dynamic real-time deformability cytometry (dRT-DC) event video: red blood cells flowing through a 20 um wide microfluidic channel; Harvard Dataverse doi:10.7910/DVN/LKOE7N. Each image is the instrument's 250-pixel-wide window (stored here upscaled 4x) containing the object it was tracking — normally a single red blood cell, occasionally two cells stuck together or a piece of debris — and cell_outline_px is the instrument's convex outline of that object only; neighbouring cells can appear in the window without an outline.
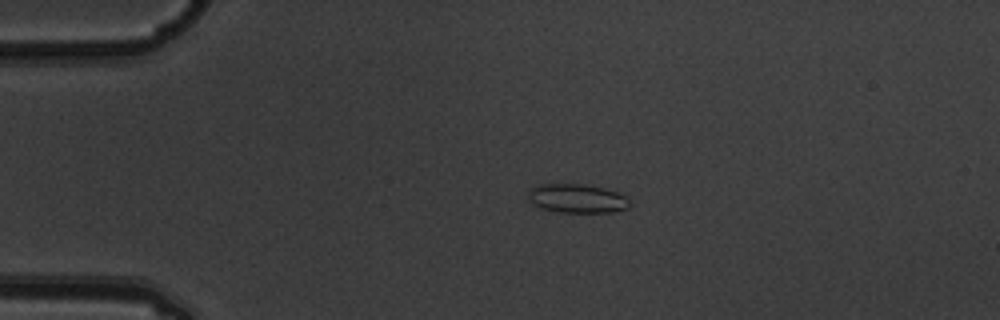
{"species": "common noctule bat (a hibernating species)", "species_latin": "Nyctalus noctula", "temperature_condition": "warm", "stored_images_in_passage": 4, "camera_frame_rate_fps": 3000, "um_per_image_px": 0.085, "animal": {"sex": "male", "body_mass_g": 19.5, "forearm_length_mm": 54.6}, "frame": {"image": 1, "passage_image": 3, "time_ms": 0.667, "image_size_px": [1000, 320], "cell_outline_px": [[632, 204], [628, 208], [612, 212], [560, 212], [540, 208], [528, 200], [528, 192], [532, 188], [540, 184], [584, 184], [604, 188], [616, 192], [624, 196]], "centroid_in_image_um": [49.04, 16.87], "position_along_channel_um": 36.0, "area_um2": 17.05}}